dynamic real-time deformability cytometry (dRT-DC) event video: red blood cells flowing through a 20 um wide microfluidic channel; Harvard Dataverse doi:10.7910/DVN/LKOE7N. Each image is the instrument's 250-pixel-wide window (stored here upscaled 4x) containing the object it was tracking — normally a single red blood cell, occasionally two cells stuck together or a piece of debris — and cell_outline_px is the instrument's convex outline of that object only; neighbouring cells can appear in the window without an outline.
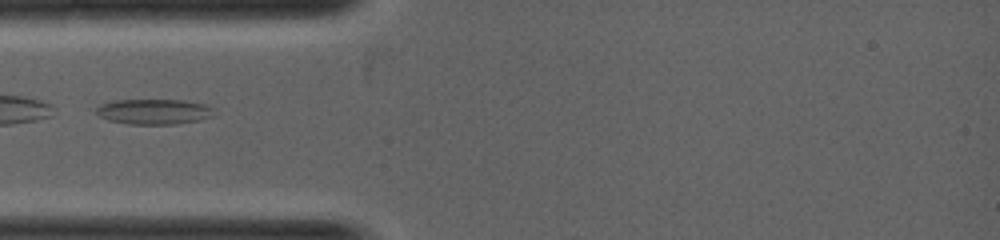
{"species": "common noctule bat (a hibernating species)", "species_latin": "Nyctalus noctula", "temperature_condition": "warm", "stored_images_in_passage": 10, "camera_frame_rate_fps": 5000, "um_per_image_px": 0.085, "animal": {"sex": "female", "body_mass_g": 19.0, "forearm_length_mm": 53.3}, "frame": {"image": 1, "passage_image": 2, "time_ms": 0.2, "image_size_px": [1000, 240], "cell_outline_px": [[216, 116], [200, 120], [176, 124], [128, 124], [108, 120], [100, 116], [96, 112], [96, 108], [100, 104], [112, 100], [184, 100], [204, 104], [216, 108]], "centroid_in_image_um": [13.15, 9.49], "position_along_channel_um": 71.9, "area_um2": 17.69}}
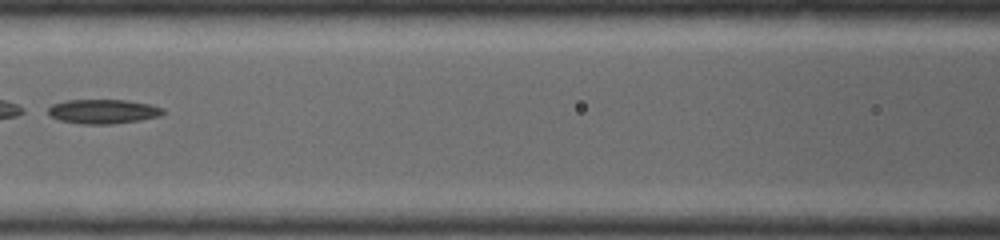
{"frame": {"image": 2, "passage_image": 7, "time_ms": 1.2, "image_size_px": [1000, 240], "cell_outline_px": [[164, 112], [160, 116], [140, 120], [112, 124], [80, 124], [60, 120], [52, 116], [48, 112], [48, 108], [52, 104], [68, 100], [124, 100], [148, 104], [164, 108]], "centroid_in_image_um": [8.77, 9.48], "position_along_channel_um": 157.8, "area_um2": 16.18}}
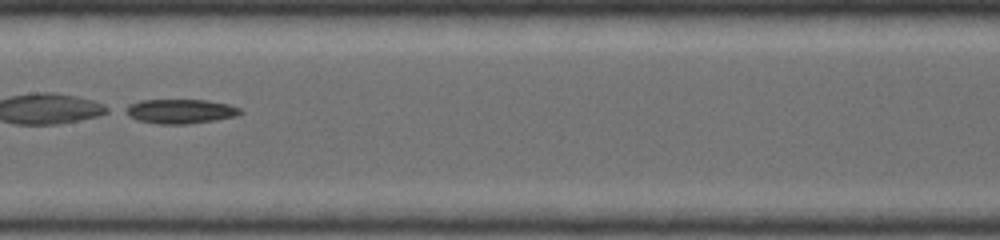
{"frame": {"image": 3, "passage_image": 9, "time_ms": 1.6, "image_size_px": [1000, 240], "cell_outline_px": [[244, 112], [236, 116], [216, 120], [188, 124], [156, 124], [136, 120], [120, 112], [120, 108], [128, 104], [140, 100], [208, 100], [228, 104], [240, 108]], "centroid_in_image_um": [15.23, 9.46], "position_along_channel_um": 192.2, "area_um2": 16.82}}